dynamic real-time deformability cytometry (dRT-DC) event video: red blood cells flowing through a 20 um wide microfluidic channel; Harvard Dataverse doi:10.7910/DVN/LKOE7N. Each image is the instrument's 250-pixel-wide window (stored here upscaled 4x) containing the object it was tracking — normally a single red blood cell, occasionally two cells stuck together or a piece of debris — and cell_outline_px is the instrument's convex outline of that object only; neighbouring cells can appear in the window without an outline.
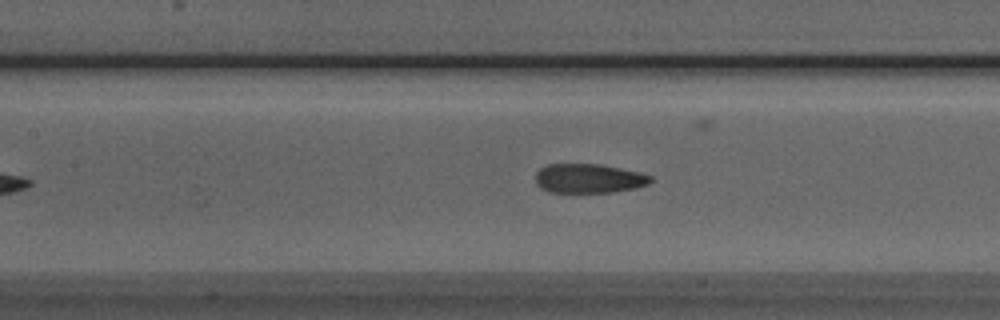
{"species": "Egyptian fruit bat (a non-hibernating species)", "species_latin": "Rousettus aegyptiacus", "temperature_condition": "room temperature", "stored_images_in_passage": 43, "camera_frame_rate_fps": 3000, "um_per_image_px": 0.085, "animal": {"sex": "male"}, "frame": {"image": 1, "passage_image": 18, "time_ms": 5.667, "image_size_px": [1000, 320], "cell_outline_px": [[652, 180], [648, 184], [636, 188], [612, 192], [548, 192], [540, 188], [536, 184], [536, 172], [540, 168], [548, 164], [600, 164], [640, 172], [652, 176]], "centroid_in_image_um": [50.04, 15.17], "position_along_channel_um": 157.4, "area_um2": 19.71}}
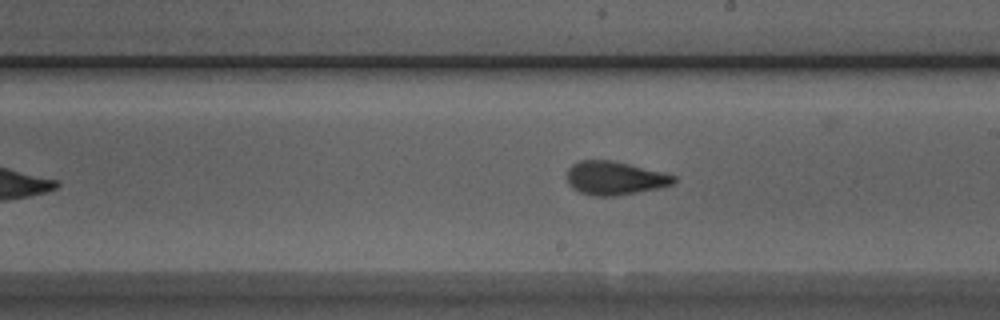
{"frame": {"image": 2, "passage_image": 24, "time_ms": 7.667, "image_size_px": [1000, 320], "cell_outline_px": [[676, 180], [672, 184], [660, 188], [616, 196], [596, 196], [580, 192], [572, 188], [568, 184], [564, 176], [568, 168], [572, 164], [580, 160], [612, 160], [676, 176]], "centroid_in_image_um": [52.18, 15.14], "position_along_channel_um": 236.8, "area_um2": 20.92}}
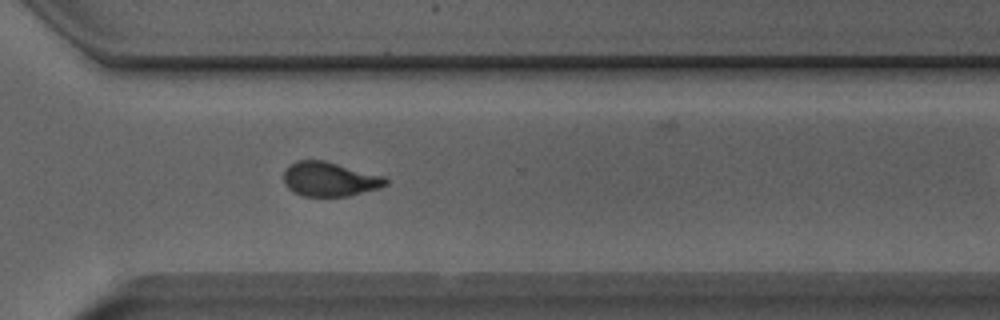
{"frame": {"image": 3, "passage_image": 32, "time_ms": 10.333, "image_size_px": [1000, 320], "cell_outline_px": [[388, 184], [380, 188], [348, 196], [304, 196], [292, 192], [284, 184], [284, 172], [288, 164], [296, 160], [324, 160], [384, 176], [388, 180]], "centroid_in_image_um": [28.0, 15.22], "position_along_channel_um": 342.6, "area_um2": 20.58}, "authors_computed_cell_mechanics": {"area_um2": 20.9236, "velocity_mm_per_s": 3.9856, "shape_relaxation_time_tau1_ms": 4.4869, "shape_relaxation_time_tau2_ms": 1.4864, "deformation_change_tau1": 0.1626, "deformation_change_tau2": 0.0765}}